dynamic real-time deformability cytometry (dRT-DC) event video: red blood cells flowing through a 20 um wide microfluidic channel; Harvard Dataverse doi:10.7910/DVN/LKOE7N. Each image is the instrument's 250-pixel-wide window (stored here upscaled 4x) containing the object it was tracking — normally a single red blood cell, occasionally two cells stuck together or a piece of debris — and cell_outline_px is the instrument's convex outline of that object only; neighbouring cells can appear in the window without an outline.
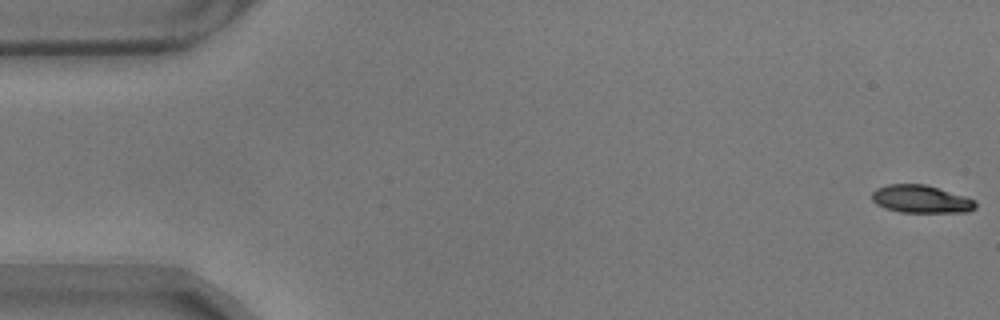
{"species": "common noctule bat (a hibernating species)", "species_latin": "Nyctalus noctula", "temperature_condition": "warm", "stored_images_in_passage": 57, "camera_frame_rate_fps": 3000, "um_per_image_px": 0.085, "animal": {"sex": "male", "body_mass_g": 17.9}, "frame": {"image": 1, "passage_image": 1, "time_ms": 0.0, "image_size_px": [1000, 320], "cell_outline_px": [[976, 208], [968, 212], [900, 212], [884, 208], [876, 204], [872, 200], [872, 192], [876, 188], [888, 184], [924, 184], [964, 196], [976, 200]], "centroid_in_image_um": [78.27, 16.93], "position_along_channel_um": 6.7, "area_um2": 16.76}}
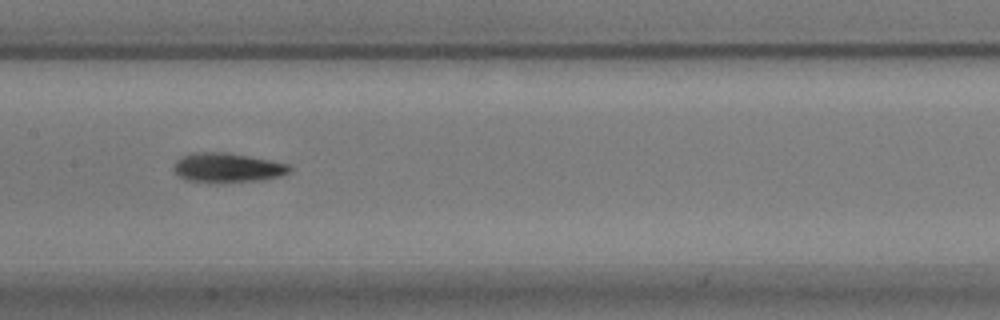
{"frame": {"image": 2, "passage_image": 28, "time_ms": 9.0, "image_size_px": [1000, 320], "cell_outline_px": [[292, 168], [288, 172], [280, 176], [252, 180], [188, 180], [180, 176], [172, 168], [176, 160], [184, 156], [196, 152], [228, 152], [288, 164]], "centroid_in_image_um": [19.31, 14.2], "position_along_channel_um": 188.1, "area_um2": 18.79}}
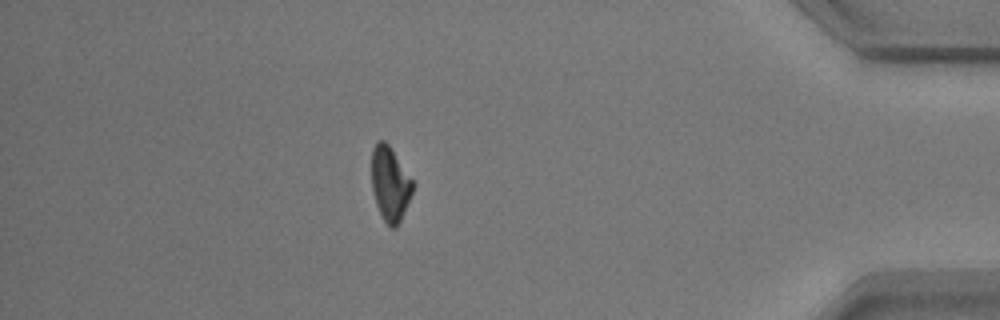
{"frame": {"image": 3, "passage_image": 50, "time_ms": 16.333, "image_size_px": [1000, 320], "cell_outline_px": [[412, 192], [400, 220], [396, 228], [392, 228], [384, 220], [376, 204], [372, 188], [372, 148], [376, 140], [384, 140], [388, 144], [412, 180]], "centroid_in_image_um": [33.12, 15.6], "position_along_channel_um": 402.1, "area_um2": 17.34}, "authors_computed_cell_mechanics": {"area_um2": 18.5538, "velocity_mm_per_s": 3.5295, "shape_relaxation_time_tau1_ms": 2.2828, "shape_relaxation_time_tau2_ms": 2.8746, "deformation_change_tau1": 0.1232, "deformation_change_tau2": 0.0856}}